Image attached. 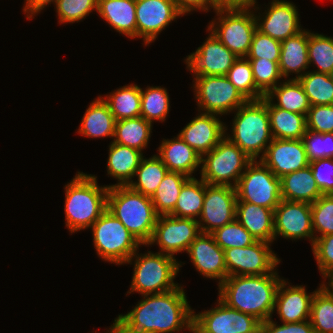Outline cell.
Listing matches in <instances>:
<instances>
[{
    "mask_svg": "<svg viewBox=\"0 0 333 333\" xmlns=\"http://www.w3.org/2000/svg\"><path fill=\"white\" fill-rule=\"evenodd\" d=\"M184 291L180 285L164 293L143 295L130 312L115 318L108 333L193 332L194 310Z\"/></svg>",
    "mask_w": 333,
    "mask_h": 333,
    "instance_id": "cell-1",
    "label": "cell"
},
{
    "mask_svg": "<svg viewBox=\"0 0 333 333\" xmlns=\"http://www.w3.org/2000/svg\"><path fill=\"white\" fill-rule=\"evenodd\" d=\"M282 280L275 270L264 275L228 276L218 285V298L228 307L263 322L272 318L276 293Z\"/></svg>",
    "mask_w": 333,
    "mask_h": 333,
    "instance_id": "cell-2",
    "label": "cell"
},
{
    "mask_svg": "<svg viewBox=\"0 0 333 333\" xmlns=\"http://www.w3.org/2000/svg\"><path fill=\"white\" fill-rule=\"evenodd\" d=\"M96 178L79 171L65 185V225L71 234L90 228L107 210L109 187L99 186Z\"/></svg>",
    "mask_w": 333,
    "mask_h": 333,
    "instance_id": "cell-3",
    "label": "cell"
},
{
    "mask_svg": "<svg viewBox=\"0 0 333 333\" xmlns=\"http://www.w3.org/2000/svg\"><path fill=\"white\" fill-rule=\"evenodd\" d=\"M107 210L118 218L142 244L150 241L158 214L151 197L134 191L128 185H108Z\"/></svg>",
    "mask_w": 333,
    "mask_h": 333,
    "instance_id": "cell-4",
    "label": "cell"
},
{
    "mask_svg": "<svg viewBox=\"0 0 333 333\" xmlns=\"http://www.w3.org/2000/svg\"><path fill=\"white\" fill-rule=\"evenodd\" d=\"M232 121V133L225 136L236 144L252 160L264 155L272 142L267 98L247 100L236 111ZM233 134V135H232Z\"/></svg>",
    "mask_w": 333,
    "mask_h": 333,
    "instance_id": "cell-5",
    "label": "cell"
},
{
    "mask_svg": "<svg viewBox=\"0 0 333 333\" xmlns=\"http://www.w3.org/2000/svg\"><path fill=\"white\" fill-rule=\"evenodd\" d=\"M136 251L126 262H134V271L128 294L138 292L141 295L158 294L178 288L174 283L179 273L182 262L175 257L157 252L148 251L146 254H138Z\"/></svg>",
    "mask_w": 333,
    "mask_h": 333,
    "instance_id": "cell-6",
    "label": "cell"
},
{
    "mask_svg": "<svg viewBox=\"0 0 333 333\" xmlns=\"http://www.w3.org/2000/svg\"><path fill=\"white\" fill-rule=\"evenodd\" d=\"M90 228L97 255L110 263L126 264L142 245L109 210H106Z\"/></svg>",
    "mask_w": 333,
    "mask_h": 333,
    "instance_id": "cell-7",
    "label": "cell"
},
{
    "mask_svg": "<svg viewBox=\"0 0 333 333\" xmlns=\"http://www.w3.org/2000/svg\"><path fill=\"white\" fill-rule=\"evenodd\" d=\"M214 11L218 18L209 23L207 31H211L236 56L246 57L257 30L253 9L217 7Z\"/></svg>",
    "mask_w": 333,
    "mask_h": 333,
    "instance_id": "cell-8",
    "label": "cell"
},
{
    "mask_svg": "<svg viewBox=\"0 0 333 333\" xmlns=\"http://www.w3.org/2000/svg\"><path fill=\"white\" fill-rule=\"evenodd\" d=\"M252 161L246 153L225 136L210 152L202 156L200 176L209 185L235 188L241 175Z\"/></svg>",
    "mask_w": 333,
    "mask_h": 333,
    "instance_id": "cell-9",
    "label": "cell"
},
{
    "mask_svg": "<svg viewBox=\"0 0 333 333\" xmlns=\"http://www.w3.org/2000/svg\"><path fill=\"white\" fill-rule=\"evenodd\" d=\"M237 202H249L275 210L282 200L281 179L260 160H253L235 186Z\"/></svg>",
    "mask_w": 333,
    "mask_h": 333,
    "instance_id": "cell-10",
    "label": "cell"
},
{
    "mask_svg": "<svg viewBox=\"0 0 333 333\" xmlns=\"http://www.w3.org/2000/svg\"><path fill=\"white\" fill-rule=\"evenodd\" d=\"M193 89L200 112L224 115L247 100L226 76H194Z\"/></svg>",
    "mask_w": 333,
    "mask_h": 333,
    "instance_id": "cell-11",
    "label": "cell"
},
{
    "mask_svg": "<svg viewBox=\"0 0 333 333\" xmlns=\"http://www.w3.org/2000/svg\"><path fill=\"white\" fill-rule=\"evenodd\" d=\"M261 322L228 307L219 298L215 308L193 313L192 333H259Z\"/></svg>",
    "mask_w": 333,
    "mask_h": 333,
    "instance_id": "cell-12",
    "label": "cell"
},
{
    "mask_svg": "<svg viewBox=\"0 0 333 333\" xmlns=\"http://www.w3.org/2000/svg\"><path fill=\"white\" fill-rule=\"evenodd\" d=\"M270 245L271 243L256 240L246 247L225 249L227 277L272 273L277 269L280 259L271 250Z\"/></svg>",
    "mask_w": 333,
    "mask_h": 333,
    "instance_id": "cell-13",
    "label": "cell"
},
{
    "mask_svg": "<svg viewBox=\"0 0 333 333\" xmlns=\"http://www.w3.org/2000/svg\"><path fill=\"white\" fill-rule=\"evenodd\" d=\"M201 233L197 220L159 215L147 246L157 243L160 253L174 257L188 251L192 241Z\"/></svg>",
    "mask_w": 333,
    "mask_h": 333,
    "instance_id": "cell-14",
    "label": "cell"
},
{
    "mask_svg": "<svg viewBox=\"0 0 333 333\" xmlns=\"http://www.w3.org/2000/svg\"><path fill=\"white\" fill-rule=\"evenodd\" d=\"M236 202L237 195L234 187L209 185L205 182L203 209L197 220L201 233L211 234L216 229L233 222Z\"/></svg>",
    "mask_w": 333,
    "mask_h": 333,
    "instance_id": "cell-15",
    "label": "cell"
},
{
    "mask_svg": "<svg viewBox=\"0 0 333 333\" xmlns=\"http://www.w3.org/2000/svg\"><path fill=\"white\" fill-rule=\"evenodd\" d=\"M136 38L145 46L154 42L169 24L183 14L174 0H136Z\"/></svg>",
    "mask_w": 333,
    "mask_h": 333,
    "instance_id": "cell-16",
    "label": "cell"
},
{
    "mask_svg": "<svg viewBox=\"0 0 333 333\" xmlns=\"http://www.w3.org/2000/svg\"><path fill=\"white\" fill-rule=\"evenodd\" d=\"M206 41L184 60L194 76H226L228 70L238 59L210 31Z\"/></svg>",
    "mask_w": 333,
    "mask_h": 333,
    "instance_id": "cell-17",
    "label": "cell"
},
{
    "mask_svg": "<svg viewBox=\"0 0 333 333\" xmlns=\"http://www.w3.org/2000/svg\"><path fill=\"white\" fill-rule=\"evenodd\" d=\"M309 238L311 246L315 240L312 227L311 204L281 200L274 210V240Z\"/></svg>",
    "mask_w": 333,
    "mask_h": 333,
    "instance_id": "cell-18",
    "label": "cell"
},
{
    "mask_svg": "<svg viewBox=\"0 0 333 333\" xmlns=\"http://www.w3.org/2000/svg\"><path fill=\"white\" fill-rule=\"evenodd\" d=\"M259 160L278 178L304 169L310 164L301 139L273 138Z\"/></svg>",
    "mask_w": 333,
    "mask_h": 333,
    "instance_id": "cell-19",
    "label": "cell"
},
{
    "mask_svg": "<svg viewBox=\"0 0 333 333\" xmlns=\"http://www.w3.org/2000/svg\"><path fill=\"white\" fill-rule=\"evenodd\" d=\"M265 12L264 17L255 15L257 30L262 34L282 42L303 31L297 7L292 2L272 0L270 7Z\"/></svg>",
    "mask_w": 333,
    "mask_h": 333,
    "instance_id": "cell-20",
    "label": "cell"
},
{
    "mask_svg": "<svg viewBox=\"0 0 333 333\" xmlns=\"http://www.w3.org/2000/svg\"><path fill=\"white\" fill-rule=\"evenodd\" d=\"M187 254L205 278L218 279V285L227 278L224 250L211 234L200 233L190 244Z\"/></svg>",
    "mask_w": 333,
    "mask_h": 333,
    "instance_id": "cell-21",
    "label": "cell"
},
{
    "mask_svg": "<svg viewBox=\"0 0 333 333\" xmlns=\"http://www.w3.org/2000/svg\"><path fill=\"white\" fill-rule=\"evenodd\" d=\"M199 113L178 135L202 157L225 137L228 128L216 114Z\"/></svg>",
    "mask_w": 333,
    "mask_h": 333,
    "instance_id": "cell-22",
    "label": "cell"
},
{
    "mask_svg": "<svg viewBox=\"0 0 333 333\" xmlns=\"http://www.w3.org/2000/svg\"><path fill=\"white\" fill-rule=\"evenodd\" d=\"M283 279L279 284L274 311H277L283 323H297L310 319L312 298L317 290L307 293L303 285L287 286ZM287 286V287H286Z\"/></svg>",
    "mask_w": 333,
    "mask_h": 333,
    "instance_id": "cell-23",
    "label": "cell"
},
{
    "mask_svg": "<svg viewBox=\"0 0 333 333\" xmlns=\"http://www.w3.org/2000/svg\"><path fill=\"white\" fill-rule=\"evenodd\" d=\"M157 155L169 171L183 173L189 178L197 168H201V155L190 147L179 135L173 139H163ZM196 169V170H195Z\"/></svg>",
    "mask_w": 333,
    "mask_h": 333,
    "instance_id": "cell-24",
    "label": "cell"
},
{
    "mask_svg": "<svg viewBox=\"0 0 333 333\" xmlns=\"http://www.w3.org/2000/svg\"><path fill=\"white\" fill-rule=\"evenodd\" d=\"M235 219L257 241H274V210L249 202H236Z\"/></svg>",
    "mask_w": 333,
    "mask_h": 333,
    "instance_id": "cell-25",
    "label": "cell"
},
{
    "mask_svg": "<svg viewBox=\"0 0 333 333\" xmlns=\"http://www.w3.org/2000/svg\"><path fill=\"white\" fill-rule=\"evenodd\" d=\"M308 37L309 31L303 29L297 35L281 42L279 69L283 78L295 73L297 77L290 79H298L306 73L305 70L309 68Z\"/></svg>",
    "mask_w": 333,
    "mask_h": 333,
    "instance_id": "cell-26",
    "label": "cell"
},
{
    "mask_svg": "<svg viewBox=\"0 0 333 333\" xmlns=\"http://www.w3.org/2000/svg\"><path fill=\"white\" fill-rule=\"evenodd\" d=\"M136 0H98L97 13L117 32L136 38Z\"/></svg>",
    "mask_w": 333,
    "mask_h": 333,
    "instance_id": "cell-27",
    "label": "cell"
},
{
    "mask_svg": "<svg viewBox=\"0 0 333 333\" xmlns=\"http://www.w3.org/2000/svg\"><path fill=\"white\" fill-rule=\"evenodd\" d=\"M280 179L283 200L312 204L322 195L310 166L289 173Z\"/></svg>",
    "mask_w": 333,
    "mask_h": 333,
    "instance_id": "cell-28",
    "label": "cell"
},
{
    "mask_svg": "<svg viewBox=\"0 0 333 333\" xmlns=\"http://www.w3.org/2000/svg\"><path fill=\"white\" fill-rule=\"evenodd\" d=\"M107 160V173L118 180L113 185H128L140 165L143 153L135 148L111 142Z\"/></svg>",
    "mask_w": 333,
    "mask_h": 333,
    "instance_id": "cell-29",
    "label": "cell"
},
{
    "mask_svg": "<svg viewBox=\"0 0 333 333\" xmlns=\"http://www.w3.org/2000/svg\"><path fill=\"white\" fill-rule=\"evenodd\" d=\"M115 122L108 104L100 95L86 109L78 133L89 138H113Z\"/></svg>",
    "mask_w": 333,
    "mask_h": 333,
    "instance_id": "cell-30",
    "label": "cell"
},
{
    "mask_svg": "<svg viewBox=\"0 0 333 333\" xmlns=\"http://www.w3.org/2000/svg\"><path fill=\"white\" fill-rule=\"evenodd\" d=\"M270 130L274 139H302L307 130L306 115L275 107L267 99Z\"/></svg>",
    "mask_w": 333,
    "mask_h": 333,
    "instance_id": "cell-31",
    "label": "cell"
},
{
    "mask_svg": "<svg viewBox=\"0 0 333 333\" xmlns=\"http://www.w3.org/2000/svg\"><path fill=\"white\" fill-rule=\"evenodd\" d=\"M265 97L272 101L275 107L306 116L311 107L308 97L297 79H285L283 83L280 82ZM274 99H277V103H273Z\"/></svg>",
    "mask_w": 333,
    "mask_h": 333,
    "instance_id": "cell-32",
    "label": "cell"
},
{
    "mask_svg": "<svg viewBox=\"0 0 333 333\" xmlns=\"http://www.w3.org/2000/svg\"><path fill=\"white\" fill-rule=\"evenodd\" d=\"M152 127L153 125L141 116L116 121L112 142L135 148L142 152L150 143Z\"/></svg>",
    "mask_w": 333,
    "mask_h": 333,
    "instance_id": "cell-33",
    "label": "cell"
},
{
    "mask_svg": "<svg viewBox=\"0 0 333 333\" xmlns=\"http://www.w3.org/2000/svg\"><path fill=\"white\" fill-rule=\"evenodd\" d=\"M102 98L116 121L141 116V88L136 84L120 87Z\"/></svg>",
    "mask_w": 333,
    "mask_h": 333,
    "instance_id": "cell-34",
    "label": "cell"
},
{
    "mask_svg": "<svg viewBox=\"0 0 333 333\" xmlns=\"http://www.w3.org/2000/svg\"><path fill=\"white\" fill-rule=\"evenodd\" d=\"M204 196L205 181L201 178H190L182 186L176 206L169 215L198 220L203 209Z\"/></svg>",
    "mask_w": 333,
    "mask_h": 333,
    "instance_id": "cell-35",
    "label": "cell"
},
{
    "mask_svg": "<svg viewBox=\"0 0 333 333\" xmlns=\"http://www.w3.org/2000/svg\"><path fill=\"white\" fill-rule=\"evenodd\" d=\"M168 171L157 155L149 159L143 157L134 175L137 181H130L128 186L134 191L152 197Z\"/></svg>",
    "mask_w": 333,
    "mask_h": 333,
    "instance_id": "cell-36",
    "label": "cell"
},
{
    "mask_svg": "<svg viewBox=\"0 0 333 333\" xmlns=\"http://www.w3.org/2000/svg\"><path fill=\"white\" fill-rule=\"evenodd\" d=\"M190 178L183 173L168 171L152 195L155 211L158 215H169L176 206L182 186Z\"/></svg>",
    "mask_w": 333,
    "mask_h": 333,
    "instance_id": "cell-37",
    "label": "cell"
},
{
    "mask_svg": "<svg viewBox=\"0 0 333 333\" xmlns=\"http://www.w3.org/2000/svg\"><path fill=\"white\" fill-rule=\"evenodd\" d=\"M311 106L333 105V80L329 74L307 71L297 79Z\"/></svg>",
    "mask_w": 333,
    "mask_h": 333,
    "instance_id": "cell-38",
    "label": "cell"
},
{
    "mask_svg": "<svg viewBox=\"0 0 333 333\" xmlns=\"http://www.w3.org/2000/svg\"><path fill=\"white\" fill-rule=\"evenodd\" d=\"M166 88L160 86L141 88V117L151 124L166 120L170 110V98Z\"/></svg>",
    "mask_w": 333,
    "mask_h": 333,
    "instance_id": "cell-39",
    "label": "cell"
},
{
    "mask_svg": "<svg viewBox=\"0 0 333 333\" xmlns=\"http://www.w3.org/2000/svg\"><path fill=\"white\" fill-rule=\"evenodd\" d=\"M308 58L309 66L312 63L318 68L313 71L330 75L333 71V37L309 31Z\"/></svg>",
    "mask_w": 333,
    "mask_h": 333,
    "instance_id": "cell-40",
    "label": "cell"
},
{
    "mask_svg": "<svg viewBox=\"0 0 333 333\" xmlns=\"http://www.w3.org/2000/svg\"><path fill=\"white\" fill-rule=\"evenodd\" d=\"M226 77L246 100H259L265 96L256 88L252 66L246 57H238L228 70Z\"/></svg>",
    "mask_w": 333,
    "mask_h": 333,
    "instance_id": "cell-41",
    "label": "cell"
},
{
    "mask_svg": "<svg viewBox=\"0 0 333 333\" xmlns=\"http://www.w3.org/2000/svg\"><path fill=\"white\" fill-rule=\"evenodd\" d=\"M309 320L314 333H333V298L321 287L312 298Z\"/></svg>",
    "mask_w": 333,
    "mask_h": 333,
    "instance_id": "cell-42",
    "label": "cell"
},
{
    "mask_svg": "<svg viewBox=\"0 0 333 333\" xmlns=\"http://www.w3.org/2000/svg\"><path fill=\"white\" fill-rule=\"evenodd\" d=\"M252 66L253 79L256 88L266 96L282 79L279 62L258 59H249Z\"/></svg>",
    "mask_w": 333,
    "mask_h": 333,
    "instance_id": "cell-43",
    "label": "cell"
},
{
    "mask_svg": "<svg viewBox=\"0 0 333 333\" xmlns=\"http://www.w3.org/2000/svg\"><path fill=\"white\" fill-rule=\"evenodd\" d=\"M215 242L223 249L246 247L256 239L236 219L211 233Z\"/></svg>",
    "mask_w": 333,
    "mask_h": 333,
    "instance_id": "cell-44",
    "label": "cell"
},
{
    "mask_svg": "<svg viewBox=\"0 0 333 333\" xmlns=\"http://www.w3.org/2000/svg\"><path fill=\"white\" fill-rule=\"evenodd\" d=\"M314 238L333 234V194L321 195L311 204ZM316 233L321 235H316Z\"/></svg>",
    "mask_w": 333,
    "mask_h": 333,
    "instance_id": "cell-45",
    "label": "cell"
},
{
    "mask_svg": "<svg viewBox=\"0 0 333 333\" xmlns=\"http://www.w3.org/2000/svg\"><path fill=\"white\" fill-rule=\"evenodd\" d=\"M98 0H57L55 4L59 23H74L85 19L93 10L97 12Z\"/></svg>",
    "mask_w": 333,
    "mask_h": 333,
    "instance_id": "cell-46",
    "label": "cell"
},
{
    "mask_svg": "<svg viewBox=\"0 0 333 333\" xmlns=\"http://www.w3.org/2000/svg\"><path fill=\"white\" fill-rule=\"evenodd\" d=\"M301 140L309 162L333 158V133H319L306 130Z\"/></svg>",
    "mask_w": 333,
    "mask_h": 333,
    "instance_id": "cell-47",
    "label": "cell"
},
{
    "mask_svg": "<svg viewBox=\"0 0 333 333\" xmlns=\"http://www.w3.org/2000/svg\"><path fill=\"white\" fill-rule=\"evenodd\" d=\"M281 52V42L271 38L268 35L262 34L256 30L252 37V43L250 46L247 59L270 60L279 62Z\"/></svg>",
    "mask_w": 333,
    "mask_h": 333,
    "instance_id": "cell-48",
    "label": "cell"
},
{
    "mask_svg": "<svg viewBox=\"0 0 333 333\" xmlns=\"http://www.w3.org/2000/svg\"><path fill=\"white\" fill-rule=\"evenodd\" d=\"M307 130L333 133V105H314L306 116Z\"/></svg>",
    "mask_w": 333,
    "mask_h": 333,
    "instance_id": "cell-49",
    "label": "cell"
},
{
    "mask_svg": "<svg viewBox=\"0 0 333 333\" xmlns=\"http://www.w3.org/2000/svg\"><path fill=\"white\" fill-rule=\"evenodd\" d=\"M314 257L322 276L333 270V234L318 237L312 245Z\"/></svg>",
    "mask_w": 333,
    "mask_h": 333,
    "instance_id": "cell-50",
    "label": "cell"
},
{
    "mask_svg": "<svg viewBox=\"0 0 333 333\" xmlns=\"http://www.w3.org/2000/svg\"><path fill=\"white\" fill-rule=\"evenodd\" d=\"M309 166L322 195L333 194V158L315 160Z\"/></svg>",
    "mask_w": 333,
    "mask_h": 333,
    "instance_id": "cell-51",
    "label": "cell"
},
{
    "mask_svg": "<svg viewBox=\"0 0 333 333\" xmlns=\"http://www.w3.org/2000/svg\"><path fill=\"white\" fill-rule=\"evenodd\" d=\"M259 333H314L310 320L277 325L273 319L261 322Z\"/></svg>",
    "mask_w": 333,
    "mask_h": 333,
    "instance_id": "cell-52",
    "label": "cell"
},
{
    "mask_svg": "<svg viewBox=\"0 0 333 333\" xmlns=\"http://www.w3.org/2000/svg\"><path fill=\"white\" fill-rule=\"evenodd\" d=\"M177 9L183 14L191 13V11L203 10L207 12L208 10H215L217 6L216 0H174Z\"/></svg>",
    "mask_w": 333,
    "mask_h": 333,
    "instance_id": "cell-53",
    "label": "cell"
},
{
    "mask_svg": "<svg viewBox=\"0 0 333 333\" xmlns=\"http://www.w3.org/2000/svg\"><path fill=\"white\" fill-rule=\"evenodd\" d=\"M55 5L57 0H25L23 11L25 12L27 19H32L33 16L40 13L46 6L51 4Z\"/></svg>",
    "mask_w": 333,
    "mask_h": 333,
    "instance_id": "cell-54",
    "label": "cell"
},
{
    "mask_svg": "<svg viewBox=\"0 0 333 333\" xmlns=\"http://www.w3.org/2000/svg\"><path fill=\"white\" fill-rule=\"evenodd\" d=\"M219 8H252L259 9L255 6L256 0H216Z\"/></svg>",
    "mask_w": 333,
    "mask_h": 333,
    "instance_id": "cell-55",
    "label": "cell"
},
{
    "mask_svg": "<svg viewBox=\"0 0 333 333\" xmlns=\"http://www.w3.org/2000/svg\"><path fill=\"white\" fill-rule=\"evenodd\" d=\"M324 280L326 281V278H328V286L325 284V281H322L324 283H321L320 287L325 290L332 298H333V270L328 272L323 276Z\"/></svg>",
    "mask_w": 333,
    "mask_h": 333,
    "instance_id": "cell-56",
    "label": "cell"
},
{
    "mask_svg": "<svg viewBox=\"0 0 333 333\" xmlns=\"http://www.w3.org/2000/svg\"><path fill=\"white\" fill-rule=\"evenodd\" d=\"M330 76H331V78H332V80H333V71L331 72Z\"/></svg>",
    "mask_w": 333,
    "mask_h": 333,
    "instance_id": "cell-57",
    "label": "cell"
}]
</instances>
